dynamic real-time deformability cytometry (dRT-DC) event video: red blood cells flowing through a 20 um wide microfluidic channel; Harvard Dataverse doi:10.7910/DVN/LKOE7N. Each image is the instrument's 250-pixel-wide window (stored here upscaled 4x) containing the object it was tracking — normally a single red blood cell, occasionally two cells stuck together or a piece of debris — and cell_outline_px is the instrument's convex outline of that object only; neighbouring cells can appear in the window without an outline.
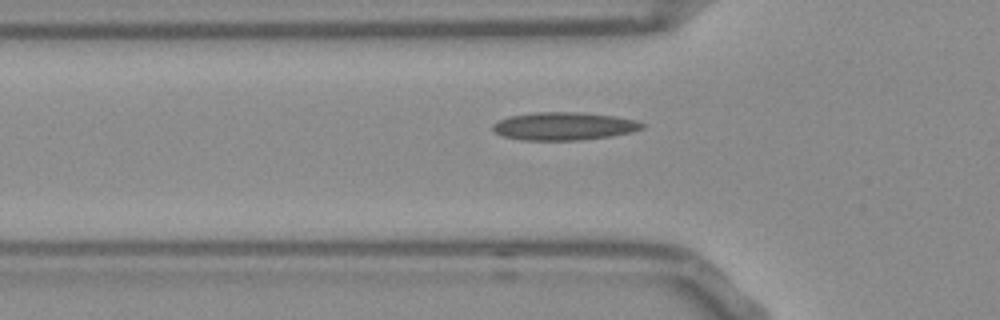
{"species": "Egyptian fruit bat (a non-hibernating species)", "species_latin": "Rousettus aegyptiacus", "temperature_condition": "room temperature", "stored_images_in_passage": 37, "camera_frame_rate_fps": 3000, "um_per_image_px": 0.085, "frame": {"image": 1, "passage_image": 7, "time_ms": 2.0, "image_size_px": [1000, 320], "cell_outline_px": [[644, 128], [632, 132], [608, 136], [580, 140], [520, 140], [500, 136], [492, 128], [492, 124], [508, 116], [532, 112], [580, 112], [616, 116], [636, 120], [644, 124]], "centroid_in_image_um": [47.91, 10.72], "position_along_channel_um": 77.9, "area_um2": 24.45}}
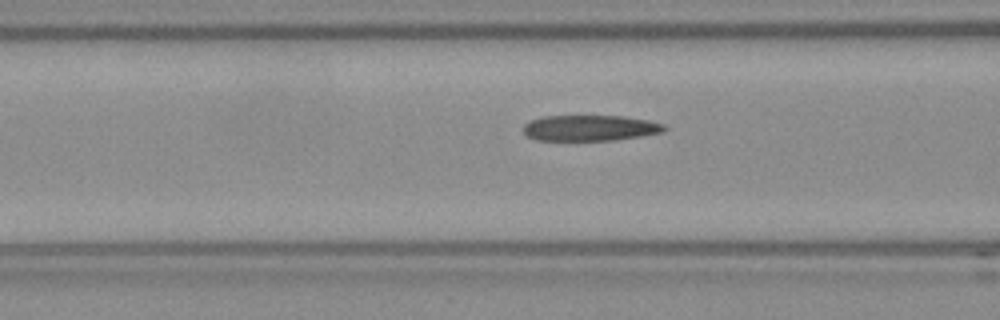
{"frame": {"image": 2, "passage_image": 10, "time_ms": 3.0, "image_size_px": [1000, 320], "cell_outline_px": [[668, 128], [664, 132], [640, 136], [612, 140], [536, 140], [528, 136], [524, 132], [524, 124], [528, 120], [544, 116], [624, 116], [648, 120], [664, 124]], "centroid_in_image_um": [50.16, 10.87], "position_along_channel_um": 116.4, "area_um2": 21.21}}
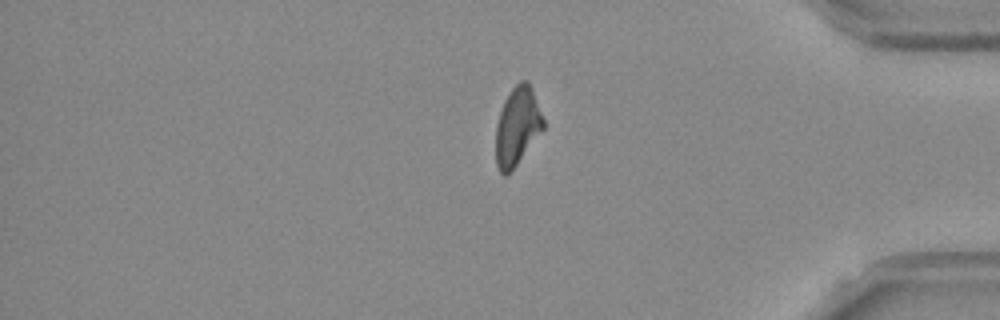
{"frame": {"image": 3, "passage_image": 34, "time_ms": 11.0, "image_size_px": [1000, 320], "cell_outline_px": [[544, 128], [516, 164], [504, 176], [500, 172], [496, 164], [496, 124], [504, 100], [512, 88], [520, 80], [528, 80], [532, 88], [544, 120]], "centroid_in_image_um": [43.96, 10.69], "position_along_channel_um": 391.2, "area_um2": 21.33}, "authors_computed_cell_mechanics": {"area_um2": 21.964, "velocity_mm_per_s": 3.7738, "shape_relaxation_time_tau1_ms": null, "shape_relaxation_time_tau2_ms": 5.0385, "deformation_change_tau1": null, "deformation_change_tau2": 0.1432}}